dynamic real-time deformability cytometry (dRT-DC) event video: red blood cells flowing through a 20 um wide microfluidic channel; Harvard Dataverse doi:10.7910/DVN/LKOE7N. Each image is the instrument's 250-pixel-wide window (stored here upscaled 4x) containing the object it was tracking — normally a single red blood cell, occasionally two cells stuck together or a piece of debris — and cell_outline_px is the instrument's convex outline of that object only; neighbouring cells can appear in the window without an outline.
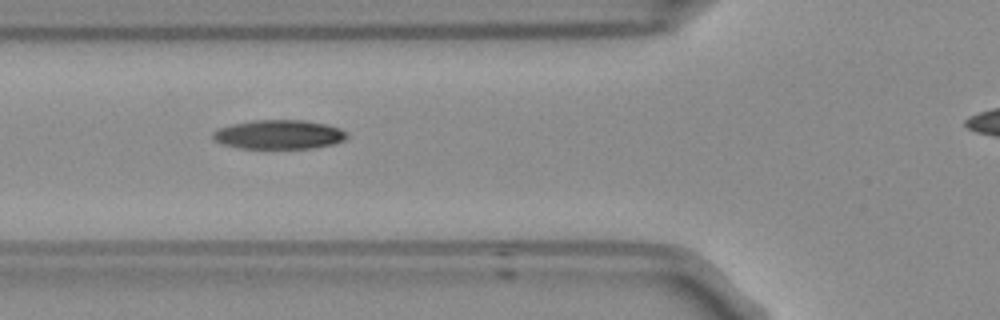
{"species": "Egyptian fruit bat (a non-hibernating species)", "species_latin": "Rousettus aegyptiacus", "temperature_condition": "room temperature", "stored_images_in_passage": 40, "camera_frame_rate_fps": 3000, "um_per_image_px": 0.085, "frame": {"image": 1, "passage_image": 12, "time_ms": 3.667, "image_size_px": [1000, 320], "cell_outline_px": [[348, 136], [344, 140], [332, 144], [312, 148], [240, 148], [224, 144], [216, 140], [212, 136], [212, 132], [216, 128], [232, 124], [252, 120], [304, 120], [328, 124], [340, 128], [348, 132]], "centroid_in_image_um": [23.73, 11.42], "position_along_channel_um": 102.1, "area_um2": 22.83}}
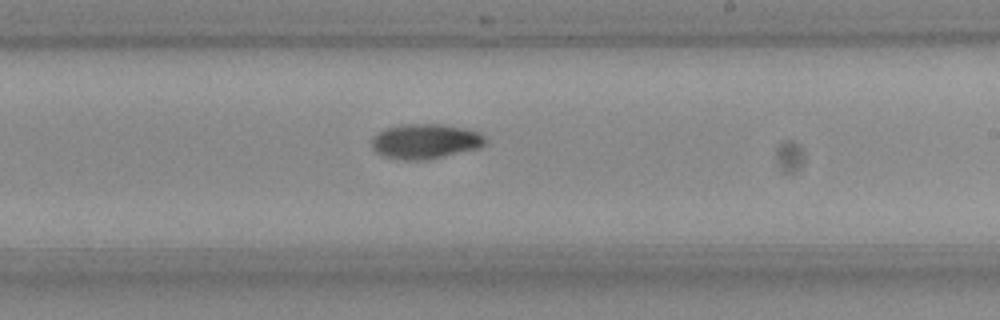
{"frame": {"image": 2, "passage_image": 24, "time_ms": 7.667, "image_size_px": [1000, 320], "cell_outline_px": [[484, 144], [480, 148], [428, 160], [404, 160], [384, 156], [376, 152], [372, 148], [372, 136], [388, 128], [400, 124], [440, 124], [468, 128], [480, 132], [484, 136]], "centroid_in_image_um": [36.17, 12.01], "position_along_channel_um": 252.8, "area_um2": 23.24}}
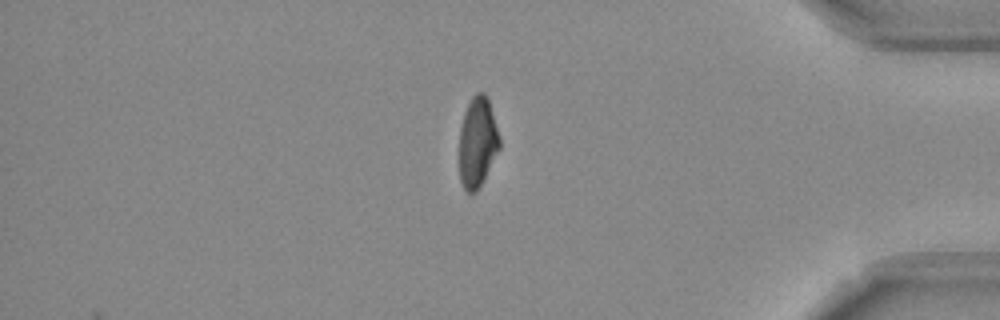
{"frame": {"image": 3, "passage_image": 38, "time_ms": 12.333, "image_size_px": [1000, 320], "cell_outline_px": [[500, 148], [476, 192], [468, 192], [464, 188], [460, 180], [460, 128], [464, 112], [472, 96], [476, 92], [484, 92], [488, 100], [500, 136]], "centroid_in_image_um": [40.59, 12.06], "position_along_channel_um": 394.6, "area_um2": 20.87}, "authors_computed_cell_mechanics": {"area_um2": 22.3108, "velocity_mm_per_s": 3.7561, "shape_relaxation_time_tau1_ms": 6.9233, "shape_relaxation_time_tau2_ms": 4.1373, "deformation_change_tau1": 0.19, "deformation_change_tau2": 0.057}}